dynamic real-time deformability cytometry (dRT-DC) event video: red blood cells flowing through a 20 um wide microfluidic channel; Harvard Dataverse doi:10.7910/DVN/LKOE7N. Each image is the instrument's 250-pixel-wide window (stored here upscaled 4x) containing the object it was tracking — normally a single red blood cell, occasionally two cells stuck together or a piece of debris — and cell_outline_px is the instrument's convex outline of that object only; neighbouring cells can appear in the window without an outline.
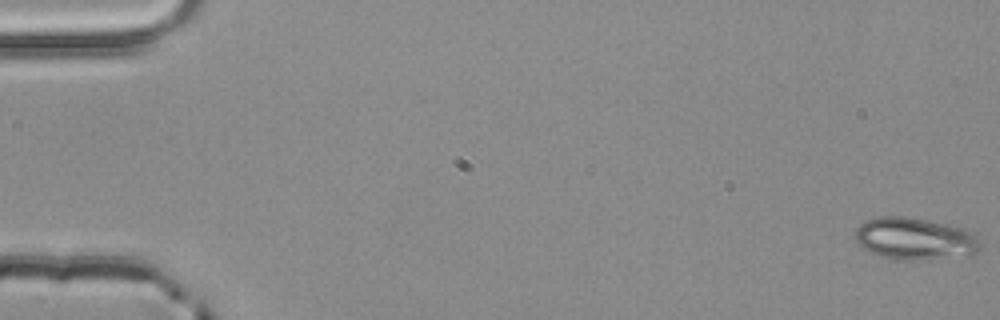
{"species": "common noctule bat (a hibernating species)", "species_latin": "Nyctalus noctula", "temperature_condition": "room temperature", "stored_images_in_passage": 5, "segment_of_instrument_passage": [1, 2], "camera_frame_rate_fps": 3000, "um_per_image_px": 0.085, "animal": {"sex": "male", "body_mass_g": 20.4}, "frame": {"image": 1, "passage_image": 1, "time_ms": 0.0, "image_size_px": [1000, 320], "cell_outline_px": [[980, 248], [976, 252], [968, 256], [912, 260], [892, 260], [880, 256], [860, 248], [856, 244], [856, 228], [864, 220], [880, 216], [912, 216], [948, 224], [964, 228], [980, 240]], "centroid_in_image_um": [77.72, 20.29], "position_along_channel_um": 7.3, "area_um2": 31.27}}